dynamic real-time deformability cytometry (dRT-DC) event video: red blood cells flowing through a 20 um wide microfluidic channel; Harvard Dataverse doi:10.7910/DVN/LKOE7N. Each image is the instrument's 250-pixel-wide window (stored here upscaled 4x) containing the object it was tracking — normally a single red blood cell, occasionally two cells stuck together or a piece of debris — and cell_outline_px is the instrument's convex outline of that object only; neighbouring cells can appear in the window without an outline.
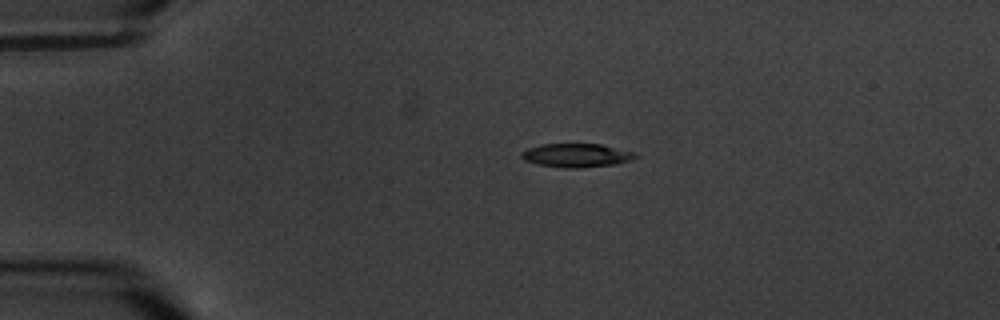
{"species": "common noctule bat (a hibernating species)", "species_latin": "Nyctalus noctula", "temperature_condition": "warm", "stored_images_in_passage": 5, "camera_frame_rate_fps": 3000, "um_per_image_px": 0.085, "animal": {"sex": "male", "body_mass_g": 20.1, "forearm_length_mm": 53.5}, "frame": {"image": 1, "passage_image": 3, "time_ms": 2.333, "image_size_px": [1000, 320], "cell_outline_px": [[640, 156], [632, 160], [616, 164], [576, 168], [564, 168], [536, 164], [524, 160], [520, 156], [520, 152], [528, 148], [540, 144], [600, 144], [636, 152]], "centroid_in_image_um": [49.01, 13.2], "position_along_channel_um": 36.0, "area_um2": 15.9}}
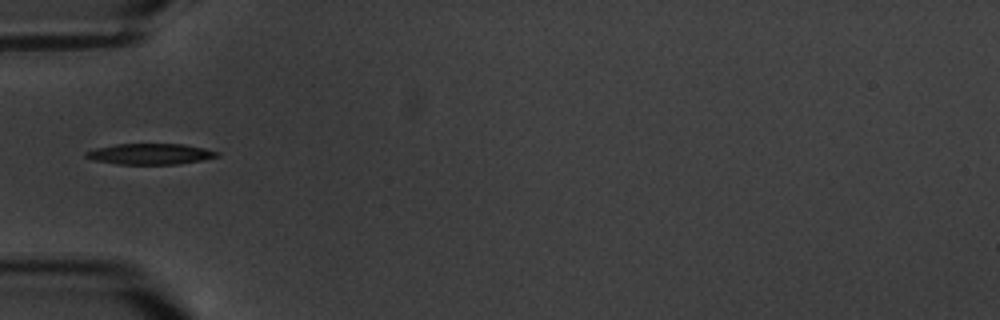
{"frame": {"image": 2, "passage_image": 5, "time_ms": 4.667, "image_size_px": [1000, 320], "cell_outline_px": [[220, 156], [180, 164], [116, 164], [92, 160], [84, 156], [84, 152], [96, 148], [116, 144], [184, 144], [204, 148], [220, 152]], "centroid_in_image_um": [12.75, 13.09], "position_along_channel_um": 72.2, "area_um2": 16.01}}